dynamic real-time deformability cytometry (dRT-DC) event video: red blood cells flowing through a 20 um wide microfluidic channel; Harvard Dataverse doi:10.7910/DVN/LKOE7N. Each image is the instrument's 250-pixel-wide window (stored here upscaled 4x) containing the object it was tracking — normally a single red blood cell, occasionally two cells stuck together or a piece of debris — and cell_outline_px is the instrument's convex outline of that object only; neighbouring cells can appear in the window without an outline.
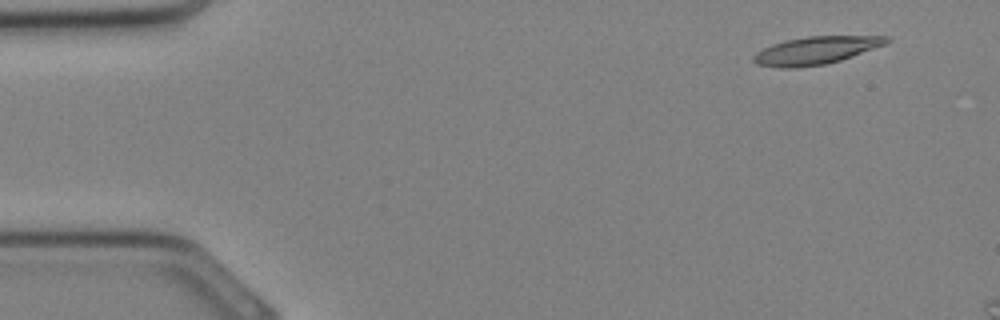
{"species": "Egyptian fruit bat (a non-hibernating species)", "species_latin": "Rousettus aegyptiacus", "temperature_condition": "cold", "stored_images_in_passage": 9, "camera_frame_rate_fps": 3000, "um_per_image_px": 0.085, "animal": {"sex": "female"}, "frame": {"image": 1, "passage_image": 3, "time_ms": 0.667, "image_size_px": [1000, 320], "cell_outline_px": [[892, 40], [884, 44], [852, 56], [840, 60], [824, 64], [796, 68], [780, 68], [756, 64], [752, 60], [752, 56], [756, 52], [772, 44], [784, 40], [808, 36], [888, 36]], "centroid_in_image_um": [69.29, 4.28], "position_along_channel_um": 15.7, "area_um2": 21.39}}